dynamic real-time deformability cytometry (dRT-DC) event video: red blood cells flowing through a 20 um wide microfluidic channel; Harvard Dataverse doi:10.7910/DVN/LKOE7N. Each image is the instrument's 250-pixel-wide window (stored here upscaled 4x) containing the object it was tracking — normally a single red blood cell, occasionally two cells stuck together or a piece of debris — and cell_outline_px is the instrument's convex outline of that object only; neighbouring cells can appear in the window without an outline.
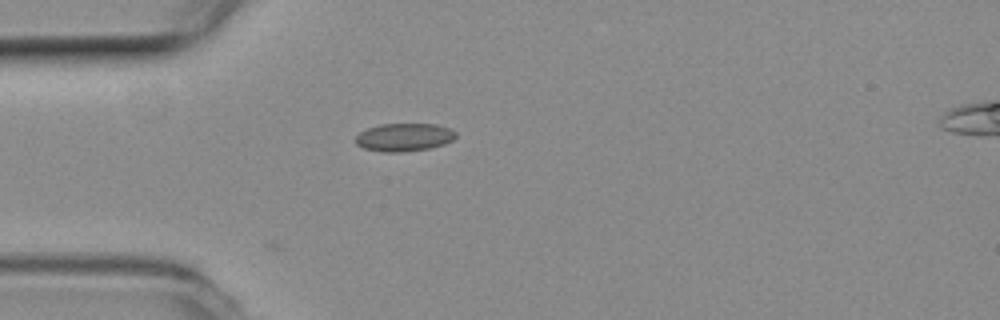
{"species": "common noctule bat (a hibernating species)", "species_latin": "Nyctalus noctula", "temperature_condition": "room temperature", "stored_images_in_passage": 3, "camera_frame_rate_fps": 3000, "um_per_image_px": 0.085, "animal": {"sex": "female", "body_mass_g": 19.3, "forearm_length_mm": 54.1}, "frame": {"image": 1, "passage_image": 1, "time_ms": 0.0, "image_size_px": [1000, 320], "cell_outline_px": [[456, 136], [452, 140], [444, 144], [432, 148], [404, 152], [384, 152], [364, 148], [356, 144], [356, 136], [360, 132], [368, 128], [380, 124], [436, 124], [448, 128], [456, 132]], "centroid_in_image_um": [34.36, 11.67], "position_along_channel_um": 50.6, "area_um2": 16.36}}